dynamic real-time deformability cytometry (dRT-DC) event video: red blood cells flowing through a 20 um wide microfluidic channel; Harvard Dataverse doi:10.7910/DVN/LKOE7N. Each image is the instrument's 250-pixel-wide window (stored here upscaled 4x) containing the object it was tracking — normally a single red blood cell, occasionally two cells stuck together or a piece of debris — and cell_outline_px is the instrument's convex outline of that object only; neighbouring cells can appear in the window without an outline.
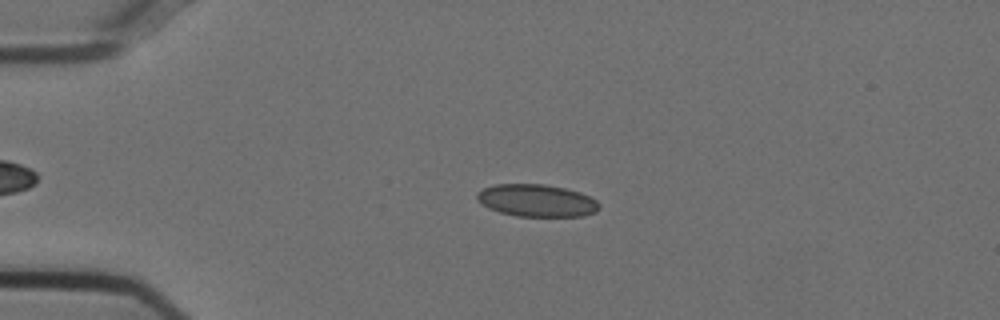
{"species": "Egyptian fruit bat (a non-hibernating species)", "species_latin": "Rousettus aegyptiacus", "temperature_condition": "cold", "stored_images_in_passage": 48, "camera_frame_rate_fps": 3000, "um_per_image_px": 0.085, "animal": {"sex": "female"}, "frame": {"image": 1, "passage_image": 12, "time_ms": 3.667, "image_size_px": [1000, 320], "cell_outline_px": [[600, 208], [596, 212], [584, 216], [516, 216], [500, 212], [488, 208], [476, 200], [476, 192], [484, 188], [496, 184], [544, 184], [564, 188], [580, 192], [596, 200], [600, 204]], "centroid_in_image_um": [45.61, 17.05], "position_along_channel_um": 39.4, "area_um2": 23.12}}
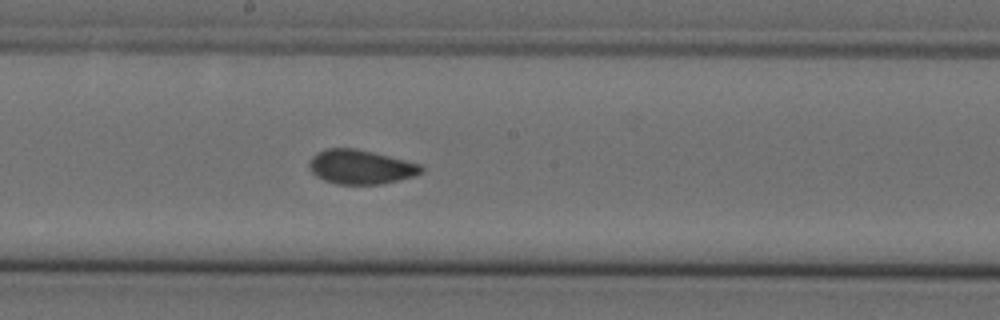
{"frame": {"image": 2, "passage_image": 29, "time_ms": 9.333, "image_size_px": [1000, 320], "cell_outline_px": [[424, 168], [416, 176], [380, 184], [336, 184], [324, 180], [316, 176], [308, 168], [308, 164], [312, 156], [316, 152], [328, 148], [356, 148], [420, 164]], "centroid_in_image_um": [30.61, 14.19], "position_along_channel_um": 217.6, "area_um2": 22.31}}
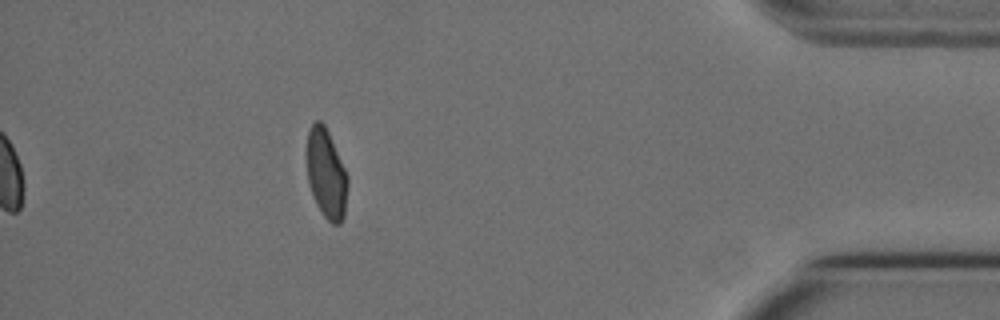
{"frame": {"image": 3, "passage_image": 48, "time_ms": 15.667, "image_size_px": [1000, 320], "cell_outline_px": [[348, 184], [344, 216], [340, 224], [332, 224], [324, 216], [316, 204], [312, 196], [308, 180], [308, 132], [312, 124], [316, 120], [320, 120], [324, 124], [328, 132], [348, 176]], "centroid_in_image_um": [27.75, 14.81], "position_along_channel_um": 407.5, "area_um2": 20.98}, "authors_computed_cell_mechanics": {"area_um2": 22.5709, "velocity_mm_per_s": 3.7344, "shape_relaxation_time_tau1_ms": null, "shape_relaxation_time_tau2_ms": 1.7002, "deformation_change_tau1": null, "deformation_change_tau2": 0.0477}}